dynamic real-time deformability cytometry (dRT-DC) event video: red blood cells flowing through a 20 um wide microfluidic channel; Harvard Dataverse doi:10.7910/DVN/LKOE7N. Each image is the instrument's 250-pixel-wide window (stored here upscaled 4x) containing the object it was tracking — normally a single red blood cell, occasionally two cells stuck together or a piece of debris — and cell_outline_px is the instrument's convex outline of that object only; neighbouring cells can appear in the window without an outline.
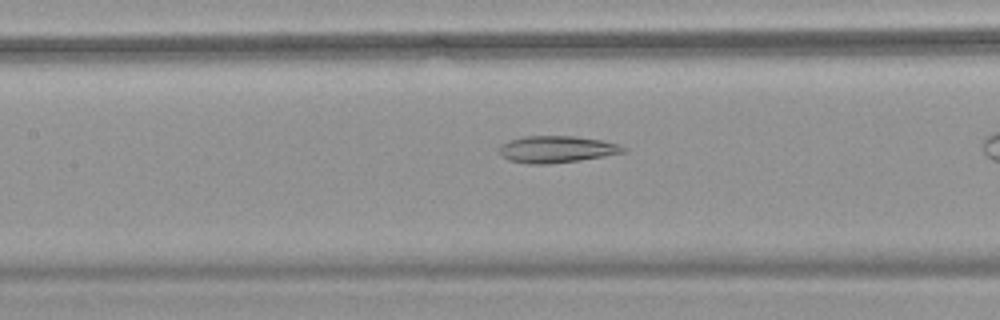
{"species": "common noctule bat (a hibernating species)", "species_latin": "Nyctalus noctula", "temperature_condition": "warm", "stored_images_in_passage": 31, "camera_frame_rate_fps": 3000, "um_per_image_px": 0.085, "animal": {"sex": "female", "body_mass_g": 18.4}, "frame": {"image": 1, "passage_image": 14, "time_ms": 4.333, "image_size_px": [1000, 320], "cell_outline_px": [[628, 152], [580, 160], [548, 164], [528, 164], [508, 160], [500, 156], [496, 152], [500, 144], [508, 140], [524, 136], [576, 136], [600, 140], [620, 144], [628, 148]], "centroid_in_image_um": [47.28, 12.69], "position_along_channel_um": 160.1, "area_um2": 19.83}}